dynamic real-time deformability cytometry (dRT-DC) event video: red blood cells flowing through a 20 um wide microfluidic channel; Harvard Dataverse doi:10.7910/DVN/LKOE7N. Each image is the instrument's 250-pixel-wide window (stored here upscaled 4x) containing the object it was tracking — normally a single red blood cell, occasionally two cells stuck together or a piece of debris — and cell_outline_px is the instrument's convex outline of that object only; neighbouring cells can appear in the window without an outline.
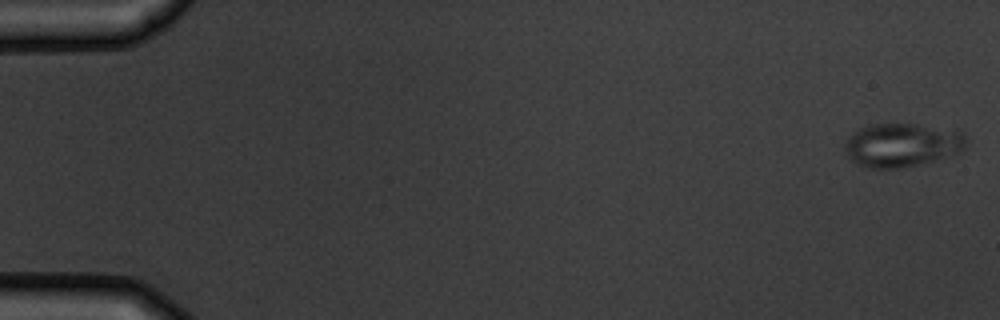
{"species": "common noctule bat (a hibernating species)", "species_latin": "Nyctalus noctula", "temperature_condition": "warm", "stored_images_in_passage": 10, "camera_frame_rate_fps": 3000, "um_per_image_px": 0.085, "animal": {"sex": "male", "body_mass_g": 19.5, "forearm_length_mm": 54.6}, "frame": {"image": 1, "passage_image": 1, "time_ms": 0.0, "image_size_px": [1000, 320], "cell_outline_px": [[964, 148], [960, 152], [932, 160], [900, 168], [868, 168], [852, 160], [848, 156], [844, 148], [844, 144], [860, 128], [872, 124], [916, 124], [964, 132]], "centroid_in_image_um": [76.65, 12.32], "position_along_channel_um": 8.4, "area_um2": 30.11}}
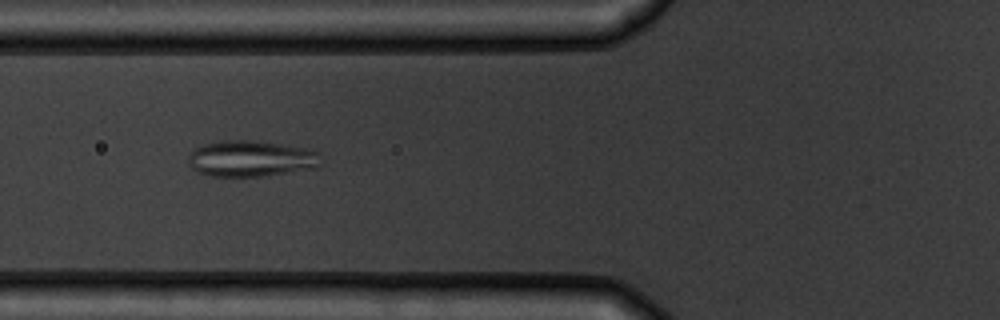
{"frame": {"image": 2, "passage_image": 7, "time_ms": 6.667, "image_size_px": [1000, 320], "cell_outline_px": [[320, 164], [316, 168], [268, 176], [212, 176], [200, 172], [192, 168], [188, 164], [188, 156], [196, 148], [204, 144], [224, 140], [248, 140], [312, 148], [320, 152]], "centroid_in_image_um": [21.4, 13.48], "position_along_channel_um": 104.4, "area_um2": 28.09}}
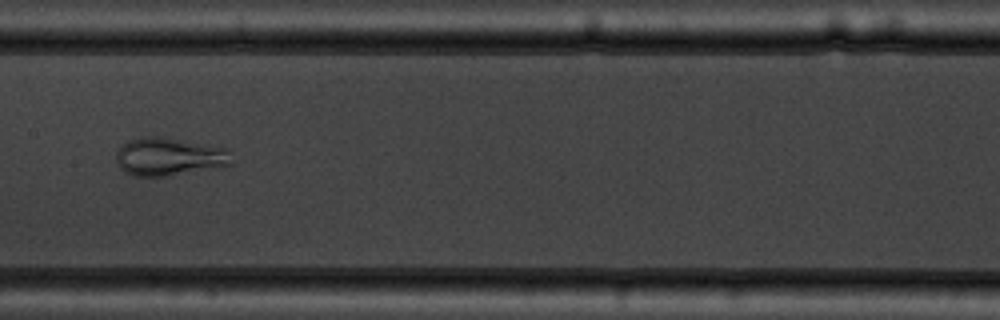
{"frame": {"image": 3, "passage_image": 9, "time_ms": 9.0, "image_size_px": [1000, 320], "cell_outline_px": [[232, 164], [168, 176], [132, 176], [124, 172], [116, 164], [116, 152], [128, 140], [144, 136], [160, 136], [228, 148]], "centroid_in_image_um": [14.32, 13.31], "position_along_channel_um": 193.1, "area_um2": 25.55}}